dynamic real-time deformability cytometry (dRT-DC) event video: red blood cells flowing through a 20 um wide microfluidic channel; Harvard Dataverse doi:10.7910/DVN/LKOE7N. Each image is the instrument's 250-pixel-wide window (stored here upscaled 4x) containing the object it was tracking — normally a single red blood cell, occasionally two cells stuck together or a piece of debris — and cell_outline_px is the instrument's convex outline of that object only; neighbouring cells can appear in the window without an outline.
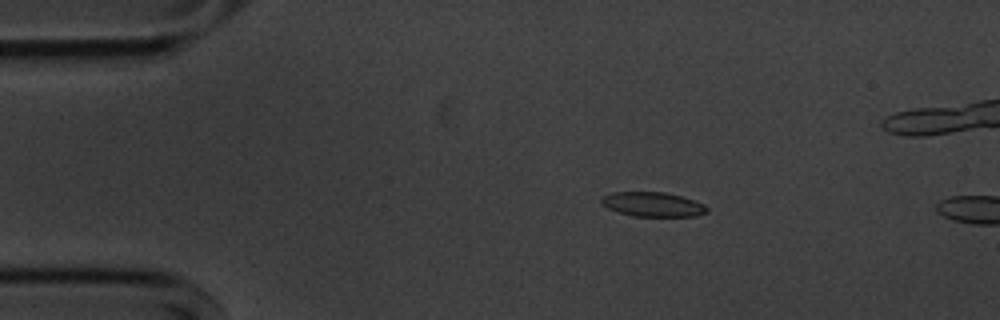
{"species": "common noctule bat (a hibernating species)", "species_latin": "Nyctalus noctula", "temperature_condition": "cold", "stored_images_in_passage": 10, "camera_frame_rate_fps": 3000, "um_per_image_px": 0.085, "animal": {"sex": "male", "body_mass_g": 20.1, "forearm_length_mm": 53.5}, "frame": {"image": 1, "passage_image": 7, "time_ms": 2.0, "image_size_px": [1000, 320], "cell_outline_px": [[708, 212], [696, 216], [632, 216], [608, 208], [600, 200], [604, 196], [612, 192], [664, 192], [680, 196], [704, 204], [708, 208]], "centroid_in_image_um": [55.51, 17.37], "position_along_channel_um": 29.5, "area_um2": 14.85}}